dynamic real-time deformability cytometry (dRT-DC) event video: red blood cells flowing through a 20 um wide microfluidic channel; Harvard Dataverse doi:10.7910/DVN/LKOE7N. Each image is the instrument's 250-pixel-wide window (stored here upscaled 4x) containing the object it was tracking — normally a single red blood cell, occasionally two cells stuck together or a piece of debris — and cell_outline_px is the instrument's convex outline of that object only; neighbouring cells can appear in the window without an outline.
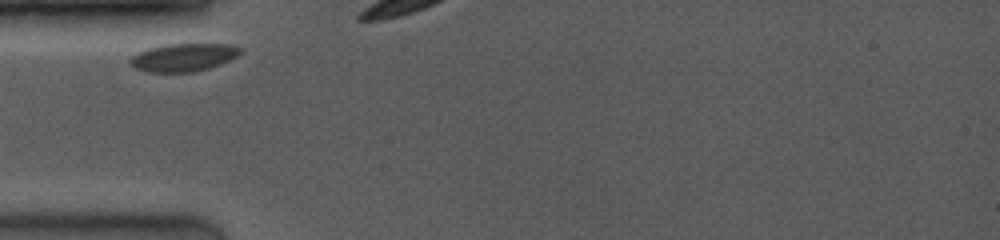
{"species": "common noctule bat (a hibernating species)", "species_latin": "Nyctalus noctula", "temperature_condition": "room temperature", "stored_images_in_passage": 3, "camera_frame_rate_fps": 4000, "um_per_image_px": 0.085, "animal": {"sex": "female", "body_mass_g": 19.0, "forearm_length_mm": 53.3}, "frame": {"image": 1, "passage_image": 1, "time_ms": 0.0, "image_size_px": [1000, 240], "cell_outline_px": [[244, 52], [228, 60], [208, 68], [192, 72], [148, 72], [136, 68], [128, 60], [136, 52], [148, 48], [164, 44], [228, 44], [244, 48]], "centroid_in_image_um": [15.59, 4.86], "position_along_channel_um": 69.4, "area_um2": 17.92}}